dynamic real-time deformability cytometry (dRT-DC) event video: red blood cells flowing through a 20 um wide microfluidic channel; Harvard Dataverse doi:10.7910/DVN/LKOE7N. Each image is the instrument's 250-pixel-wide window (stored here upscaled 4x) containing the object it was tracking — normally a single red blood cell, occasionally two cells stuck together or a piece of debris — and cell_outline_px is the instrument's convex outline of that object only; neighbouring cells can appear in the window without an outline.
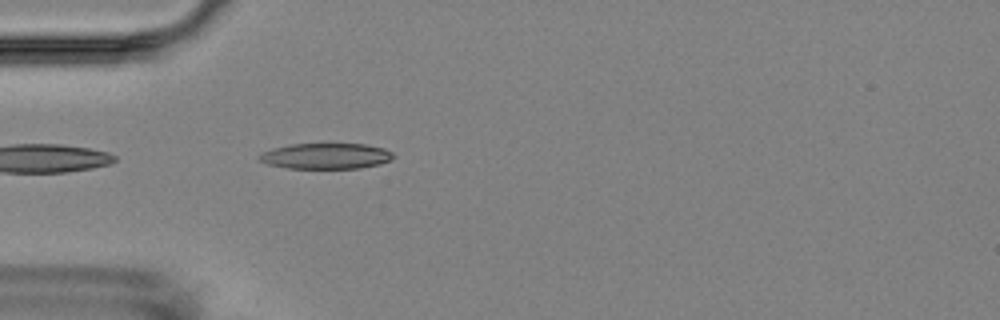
{"species": "Egyptian fruit bat (a non-hibernating species)", "species_latin": "Rousettus aegyptiacus", "temperature_condition": "room temperature", "stored_images_in_passage": 2, "camera_frame_rate_fps": 3000, "um_per_image_px": 0.085, "animal": {"sex": "female"}, "frame": {"image": 1, "passage_image": 2, "time_ms": 2.0, "image_size_px": [1000, 320], "cell_outline_px": [[396, 156], [392, 160], [380, 164], [360, 168], [288, 168], [268, 164], [260, 160], [256, 156], [272, 148], [292, 144], [364, 144], [384, 148], [392, 152]], "centroid_in_image_um": [27.74, 13.26], "position_along_channel_um": 57.3, "area_um2": 20.11}}